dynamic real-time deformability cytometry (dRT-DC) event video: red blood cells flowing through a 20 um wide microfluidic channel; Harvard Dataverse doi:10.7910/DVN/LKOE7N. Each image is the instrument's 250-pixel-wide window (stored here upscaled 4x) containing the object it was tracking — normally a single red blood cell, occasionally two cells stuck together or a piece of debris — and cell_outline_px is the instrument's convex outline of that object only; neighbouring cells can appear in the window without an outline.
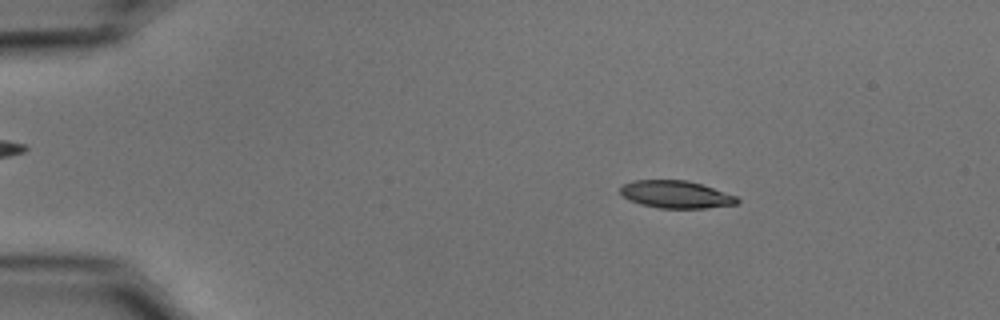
{"species": "common noctule bat (a hibernating species)", "species_latin": "Nyctalus noctula", "temperature_condition": "cold", "stored_images_in_passage": 51, "camera_frame_rate_fps": 3000, "um_per_image_px": 0.085, "animal": {"sex": "male", "body_mass_g": 15.6}, "frame": {"image": 1, "passage_image": 6, "time_ms": 1.667, "image_size_px": [1000, 320], "cell_outline_px": [[740, 200], [736, 204], [704, 208], [660, 208], [640, 204], [628, 200], [620, 196], [620, 188], [624, 184], [632, 180], [688, 180], [736, 196]], "centroid_in_image_um": [57.39, 16.53], "position_along_channel_um": 27.6, "area_um2": 18.67}}
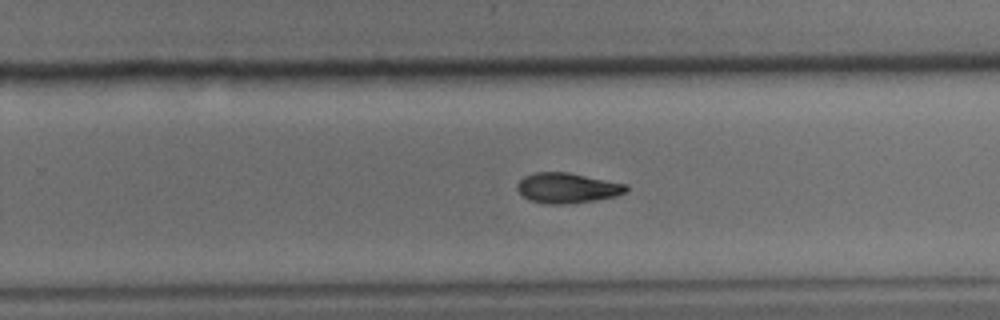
{"frame": {"image": 2, "passage_image": 32, "time_ms": 10.333, "image_size_px": [1000, 320], "cell_outline_px": [[628, 192], [616, 196], [596, 200], [564, 204], [548, 204], [528, 200], [516, 188], [516, 184], [524, 176], [536, 172], [568, 172], [628, 184]], "centroid_in_image_um": [48.24, 15.97], "position_along_channel_um": 281.6, "area_um2": 19.31}}
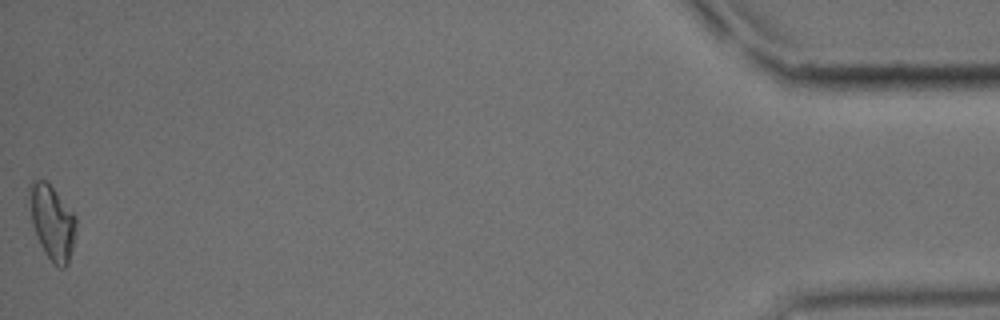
{"frame": {"image": 3, "passage_image": 51, "time_ms": 16.667, "image_size_px": [1000, 320], "cell_outline_px": [[76, 232], [68, 264], [64, 268], [60, 268], [44, 252], [36, 236], [32, 224], [28, 188], [28, 184], [32, 180], [44, 180], [56, 192], [76, 216]], "centroid_in_image_um": [4.42, 18.88], "position_along_channel_um": 430.8, "area_um2": 20.06}, "authors_computed_cell_mechanics": {"area_um2": 19.4208, "velocity_mm_per_s": 3.735, "shape_relaxation_time_tau1_ms": 5.3172, "shape_relaxation_time_tau2_ms": null, "deformation_change_tau1": 0.1362, "deformation_change_tau2": null}}